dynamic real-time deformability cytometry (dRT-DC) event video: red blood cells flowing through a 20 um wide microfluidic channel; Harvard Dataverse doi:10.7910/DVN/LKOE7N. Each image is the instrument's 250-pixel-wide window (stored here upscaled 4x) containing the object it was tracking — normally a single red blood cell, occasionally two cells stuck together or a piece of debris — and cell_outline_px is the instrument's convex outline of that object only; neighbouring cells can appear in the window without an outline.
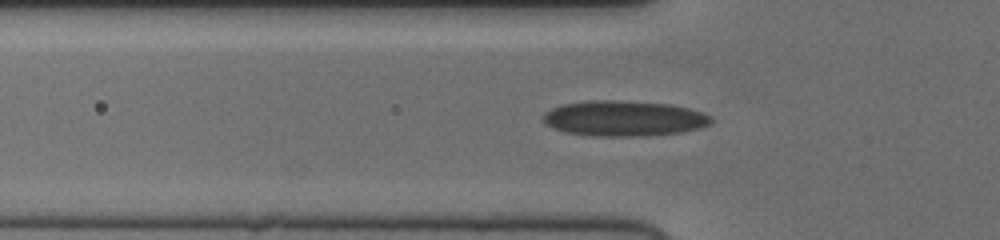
{"species": "human", "species_latin": "Homo sapiens", "temperature_condition": "cold", "stored_images_in_passage": 43, "segment_of_instrument_passage": [1, 2], "camera_frame_rate_fps": 3000, "um_per_image_px": 0.085, "donor": {"sex": "female"}, "frame": {"image": 1, "passage_image": 7, "time_ms": 2.0, "image_size_px": [1000, 240], "cell_outline_px": [[712, 120], [708, 124], [696, 128], [680, 132], [636, 136], [596, 136], [568, 132], [556, 128], [548, 124], [544, 120], [544, 112], [552, 108], [564, 104], [592, 100], [620, 100], [668, 104], [688, 108], [700, 112], [708, 116]], "centroid_in_image_um": [53.01, 10.05], "position_along_channel_um": 72.8, "area_um2": 33.93}}
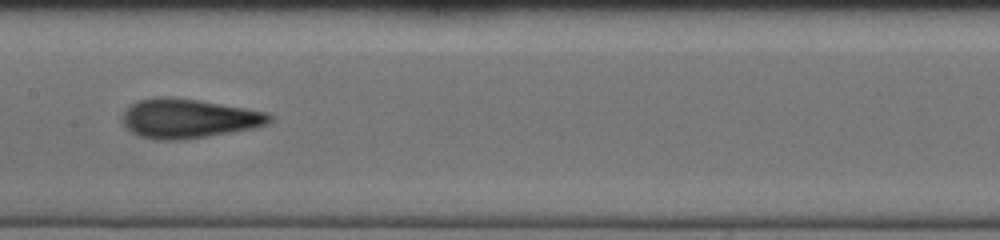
{"frame": {"image": 2, "passage_image": 16, "time_ms": 5.0, "image_size_px": [1000, 240], "cell_outline_px": [[272, 116], [264, 124], [252, 128], [180, 140], [164, 140], [140, 136], [132, 132], [124, 124], [124, 112], [132, 104], [140, 100], [160, 96], [168, 96], [196, 100], [244, 108], [264, 112]], "centroid_in_image_um": [15.97, 10.06], "position_along_channel_um": 191.4, "area_um2": 32.6}}
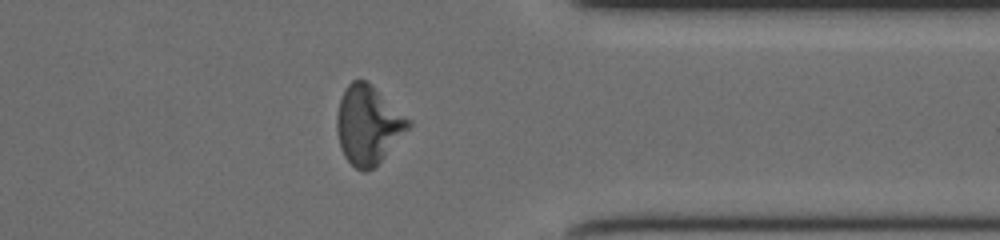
{"frame": {"image": 3, "passage_image": 31, "time_ms": 10.0, "image_size_px": [1000, 240], "cell_outline_px": [[412, 124], [380, 160], [368, 172], [364, 172], [356, 168], [344, 156], [340, 148], [336, 132], [336, 116], [340, 100], [344, 88], [352, 80], [364, 80], [412, 120]], "centroid_in_image_um": [31.25, 10.62], "position_along_channel_um": 380.1, "area_um2": 32.19}}